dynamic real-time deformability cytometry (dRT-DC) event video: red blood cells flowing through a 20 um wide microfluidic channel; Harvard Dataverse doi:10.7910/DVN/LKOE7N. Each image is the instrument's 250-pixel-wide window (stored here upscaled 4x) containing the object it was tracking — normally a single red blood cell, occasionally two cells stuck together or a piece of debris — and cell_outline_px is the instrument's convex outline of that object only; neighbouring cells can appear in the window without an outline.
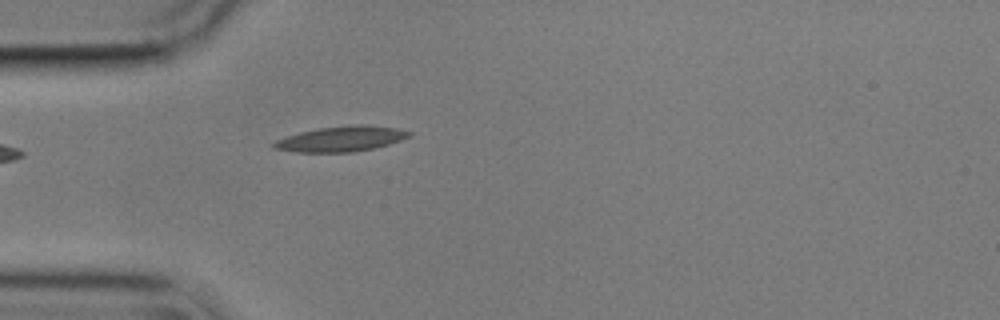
{"species": "common noctule bat (a hibernating species)", "species_latin": "Nyctalus noctula", "temperature_condition": "cold", "stored_images_in_passage": 39, "camera_frame_rate_fps": 3000, "um_per_image_px": 0.085, "animal": {"sex": "male", "body_mass_g": 17.9}, "frame": {"image": 1, "passage_image": 1, "time_ms": 0.0, "image_size_px": [1000, 320], "cell_outline_px": [[412, 136], [388, 144], [372, 148], [352, 152], [296, 152], [272, 148], [272, 144], [276, 140], [300, 132], [320, 128], [352, 124], [364, 124], [396, 128], [412, 132]], "centroid_in_image_um": [29.01, 11.8], "position_along_channel_um": 56.0, "area_um2": 19.83}}
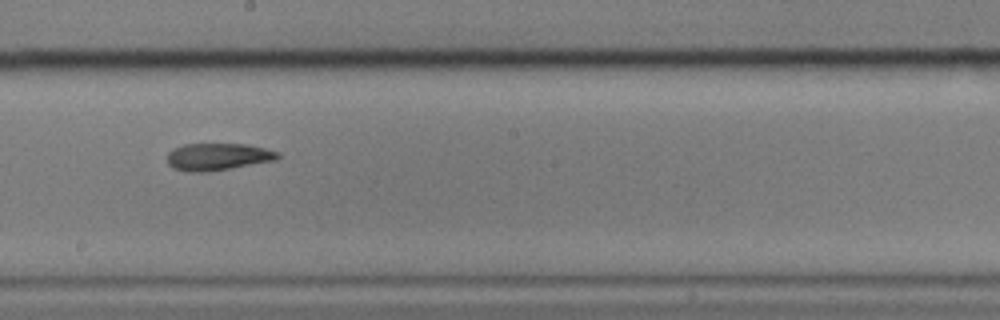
{"frame": {"image": 2, "passage_image": 16, "time_ms": 5.0, "image_size_px": [1000, 320], "cell_outline_px": [[280, 156], [276, 160], [208, 172], [184, 172], [172, 168], [168, 164], [168, 152], [172, 148], [184, 144], [244, 144], [264, 148], [280, 152]], "centroid_in_image_um": [18.48, 13.33], "position_along_channel_um": 229.7, "area_um2": 17.63}}
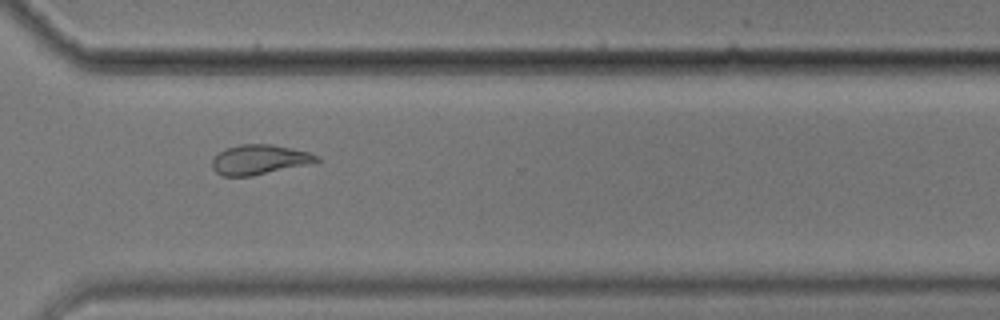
{"frame": {"image": 3, "passage_image": 26, "time_ms": 8.333, "image_size_px": [1000, 320], "cell_outline_px": [[320, 160], [304, 164], [252, 176], [224, 176], [216, 172], [212, 168], [212, 160], [224, 148], [240, 144], [272, 144], [308, 152], [320, 156]], "centroid_in_image_um": [21.99, 13.55], "position_along_channel_um": 348.6, "area_um2": 17.8}}